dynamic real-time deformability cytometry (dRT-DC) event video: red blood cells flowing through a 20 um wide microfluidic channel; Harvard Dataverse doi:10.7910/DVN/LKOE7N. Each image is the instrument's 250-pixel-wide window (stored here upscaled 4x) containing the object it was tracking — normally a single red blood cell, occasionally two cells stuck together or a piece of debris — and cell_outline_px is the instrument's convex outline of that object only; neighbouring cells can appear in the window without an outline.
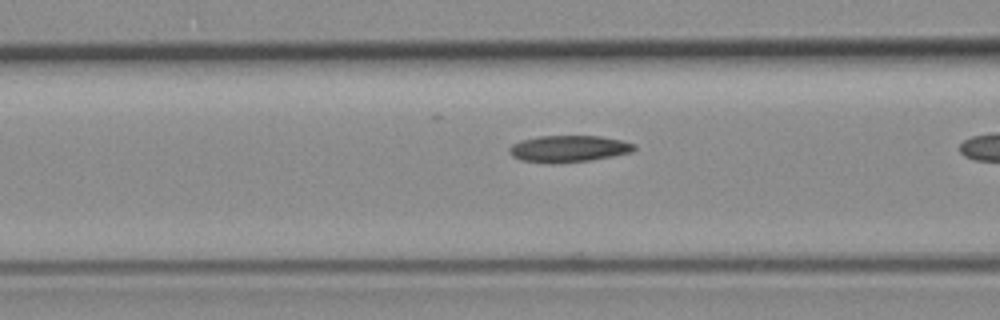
{"species": "common noctule bat (a hibernating species)", "species_latin": "Nyctalus noctula", "temperature_condition": "room temperature", "stored_images_in_passage": 7, "camera_frame_rate_fps": 3000, "um_per_image_px": 0.085, "animal": {"sex": "female", "body_mass_g": 19.3, "forearm_length_mm": 54.1}, "frame": {"image": 1, "passage_image": 6, "time_ms": 1.667, "image_size_px": [1000, 320], "cell_outline_px": [[636, 148], [632, 152], [612, 156], [588, 160], [556, 164], [552, 164], [520, 160], [512, 156], [508, 152], [508, 148], [512, 144], [520, 140], [540, 136], [600, 136], [620, 140], [636, 144]], "centroid_in_image_um": [48.29, 12.65], "position_along_channel_um": 118.3, "area_um2": 19.54}}